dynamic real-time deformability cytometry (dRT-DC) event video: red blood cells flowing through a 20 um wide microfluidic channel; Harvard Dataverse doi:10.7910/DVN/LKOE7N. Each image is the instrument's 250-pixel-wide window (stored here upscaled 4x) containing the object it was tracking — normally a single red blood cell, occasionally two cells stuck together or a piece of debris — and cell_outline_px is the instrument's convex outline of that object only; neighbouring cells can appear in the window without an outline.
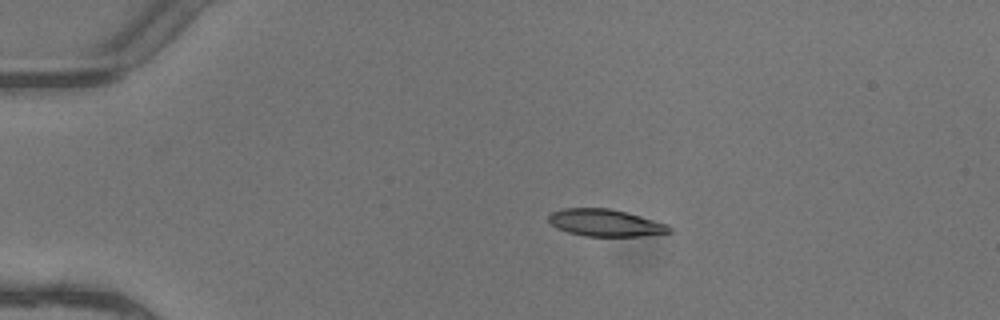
{"species": "common noctule bat (a hibernating species)", "species_latin": "Nyctalus noctula", "temperature_condition": "warm", "stored_images_in_passage": 4, "camera_frame_rate_fps": 3000, "um_per_image_px": 0.085, "animal": {"sex": "female"}, "frame": {"image": 1, "passage_image": 1, "time_ms": 0.0, "image_size_px": [1000, 320], "cell_outline_px": [[672, 232], [640, 236], [584, 236], [568, 232], [556, 228], [548, 220], [548, 216], [552, 212], [564, 208], [608, 208], [624, 212], [668, 224], [672, 228]], "centroid_in_image_um": [51.44, 18.94], "position_along_channel_um": 33.6, "area_um2": 18.9}}
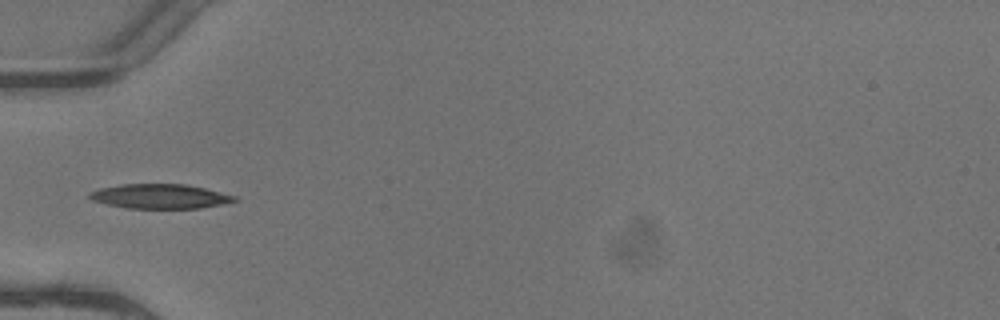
{"frame": {"image": 2, "passage_image": 3, "time_ms": 0.667, "image_size_px": [1000, 320], "cell_outline_px": [[240, 200], [200, 208], [128, 208], [108, 204], [92, 200], [88, 196], [88, 192], [100, 188], [120, 184], [184, 184], [204, 188], [236, 196]], "centroid_in_image_um": [13.58, 16.68], "position_along_channel_um": 71.4, "area_um2": 20.58}}
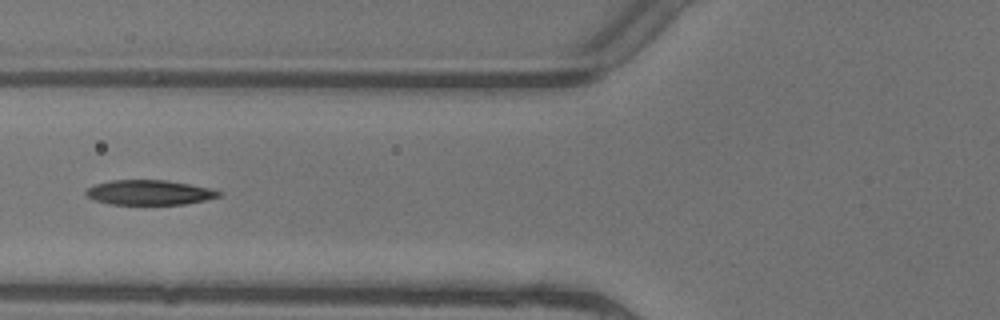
{"frame": {"image": 3, "passage_image": 4, "time_ms": 1.0, "image_size_px": [1000, 320], "cell_outline_px": [[224, 192], [220, 196], [204, 200], [184, 204], [108, 204], [96, 200], [88, 196], [84, 192], [88, 188], [96, 184], [112, 180], [168, 180], [192, 184], [212, 188]], "centroid_in_image_um": [12.75, 16.35], "position_along_channel_um": 113.1, "area_um2": 19.25}}